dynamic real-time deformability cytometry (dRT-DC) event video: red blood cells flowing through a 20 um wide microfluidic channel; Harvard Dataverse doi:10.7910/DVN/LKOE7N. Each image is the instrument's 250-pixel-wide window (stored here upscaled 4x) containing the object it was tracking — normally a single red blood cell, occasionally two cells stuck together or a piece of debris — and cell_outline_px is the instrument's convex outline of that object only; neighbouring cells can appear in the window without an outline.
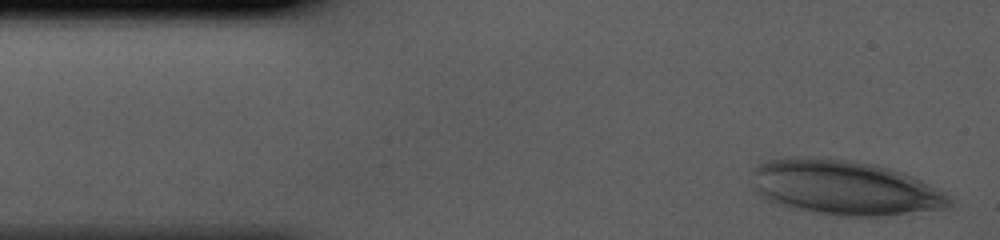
{"species": "human", "species_latin": "Homo sapiens", "temperature_condition": "cold", "stored_images_in_passage": 35, "camera_frame_rate_fps": 3000, "um_per_image_px": 0.085, "donor": {"sex": "male"}, "frame": {"image": 1, "passage_image": 1, "time_ms": 0.0, "image_size_px": [1000, 240], "cell_outline_px": [[952, 204], [944, 208], [876, 216], [844, 216], [788, 208], [764, 200], [752, 188], [752, 168], [756, 164], [768, 160], [784, 156], [816, 156], [856, 160], [876, 164], [892, 168], [912, 176], [952, 196]], "centroid_in_image_um": [71.68, 15.91], "position_along_channel_um": 13.3, "area_um2": 63.93}}
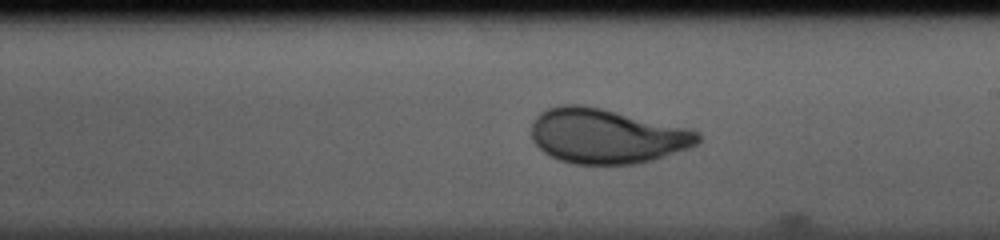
{"frame": {"image": 2, "passage_image": 22, "time_ms": 7.0, "image_size_px": [1000, 240], "cell_outline_px": [[700, 140], [696, 144], [688, 148], [652, 160], [636, 164], [572, 164], [560, 160], [544, 152], [532, 140], [532, 124], [536, 116], [540, 112], [548, 108], [564, 104], [584, 104], [688, 128], [700, 132]], "centroid_in_image_um": [51.55, 11.56], "position_along_channel_um": 237.5, "area_um2": 53.06}}
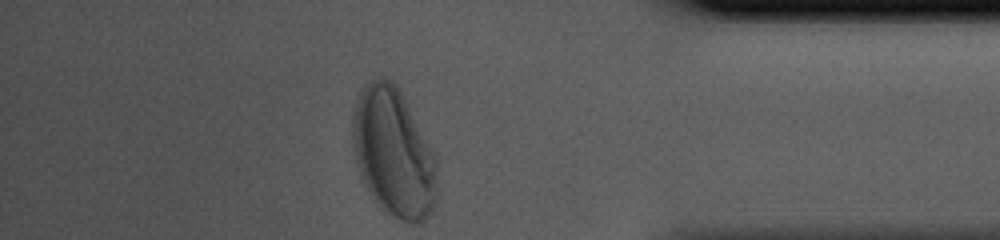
{"frame": {"image": 3, "passage_image": 35, "time_ms": 11.333, "image_size_px": [1000, 240], "cell_outline_px": [[440, 192], [436, 204], [432, 212], [420, 224], [416, 224], [400, 220], [392, 216], [380, 208], [372, 200], [360, 176], [356, 160], [352, 136], [352, 112], [356, 100], [364, 84], [368, 80], [392, 80], [396, 84], [436, 152]], "centroid_in_image_um": [33.5, 13.04], "position_along_channel_um": 401.7, "area_um2": 64.91}}